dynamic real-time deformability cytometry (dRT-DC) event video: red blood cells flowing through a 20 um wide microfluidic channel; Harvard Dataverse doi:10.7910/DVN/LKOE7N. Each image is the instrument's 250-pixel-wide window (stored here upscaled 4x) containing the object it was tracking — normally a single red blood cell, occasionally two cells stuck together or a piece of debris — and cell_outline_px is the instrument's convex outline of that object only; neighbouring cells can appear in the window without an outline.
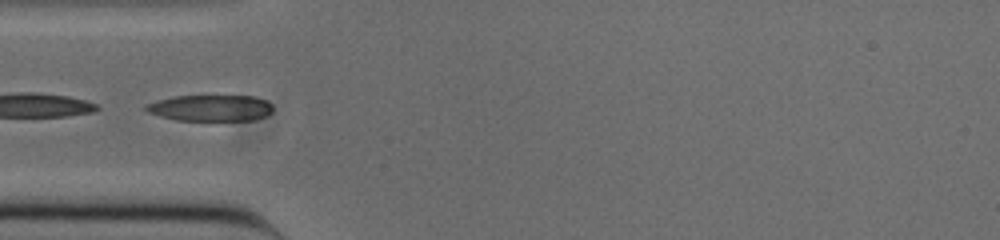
{"species": "common noctule bat (a hibernating species)", "species_latin": "Nyctalus noctula", "temperature_condition": "cold", "stored_images_in_passage": 17, "camera_frame_rate_fps": 3000, "um_per_image_px": 0.085, "animal": {"sex": "male", "body_mass_g": 20.0, "forearm_length_mm": 53.3}, "frame": {"image": 1, "passage_image": 1, "time_ms": 0.0, "image_size_px": [1000, 240], "cell_outline_px": [[272, 112], [264, 116], [252, 120], [176, 120], [160, 116], [148, 112], [144, 108], [144, 104], [156, 100], [176, 96], [252, 96], [264, 100], [272, 104]], "centroid_in_image_um": [17.86, 9.17], "position_along_channel_um": 67.1, "area_um2": 19.31}}